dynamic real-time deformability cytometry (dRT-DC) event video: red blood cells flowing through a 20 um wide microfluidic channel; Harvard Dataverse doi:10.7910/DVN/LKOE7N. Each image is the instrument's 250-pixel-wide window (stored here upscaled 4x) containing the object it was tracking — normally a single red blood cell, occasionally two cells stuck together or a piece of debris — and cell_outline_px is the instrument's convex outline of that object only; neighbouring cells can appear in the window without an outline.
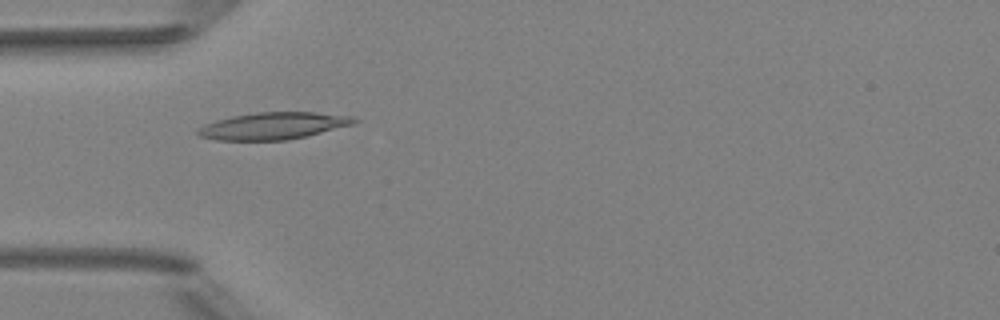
{"species": "Egyptian fruit bat (a non-hibernating species)", "species_latin": "Rousettus aegyptiacus", "temperature_condition": "room temperature", "stored_images_in_passage": 7, "camera_frame_rate_fps": 3000, "um_per_image_px": 0.085, "animal": {"sex": "female"}, "frame": {"image": 1, "passage_image": 2, "time_ms": 1.333, "image_size_px": [1000, 320], "cell_outline_px": [[360, 120], [352, 124], [308, 136], [288, 140], [216, 140], [200, 136], [196, 132], [196, 128], [204, 124], [216, 120], [232, 116], [256, 112], [316, 112], [352, 116]], "centroid_in_image_um": [23.21, 10.69], "position_along_channel_um": 61.8, "area_um2": 24.68}}
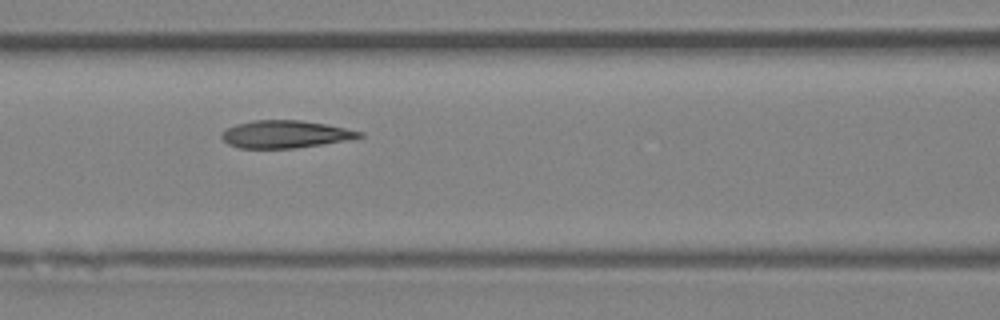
{"frame": {"image": 2, "passage_image": 4, "time_ms": 3.333, "image_size_px": [1000, 320], "cell_outline_px": [[364, 136], [348, 140], [292, 148], [240, 148], [228, 144], [220, 136], [228, 128], [236, 124], [252, 120], [300, 120], [324, 124], [364, 132]], "centroid_in_image_um": [24.24, 11.4], "position_along_channel_um": 142.4, "area_um2": 21.79}}
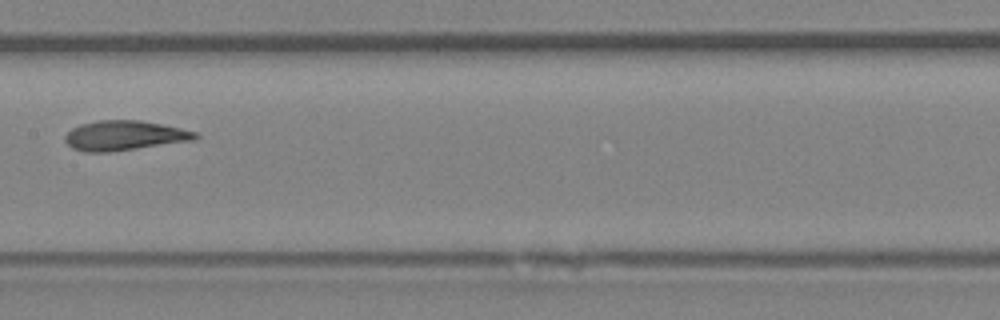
{"frame": {"image": 3, "passage_image": 5, "time_ms": 4.667, "image_size_px": [1000, 320], "cell_outline_px": [[200, 136], [196, 140], [108, 152], [84, 152], [72, 148], [64, 140], [64, 136], [72, 128], [80, 124], [100, 120], [140, 120], [164, 124], [196, 132]], "centroid_in_image_um": [10.58, 11.52], "position_along_channel_um": 196.8, "area_um2": 22.66}}